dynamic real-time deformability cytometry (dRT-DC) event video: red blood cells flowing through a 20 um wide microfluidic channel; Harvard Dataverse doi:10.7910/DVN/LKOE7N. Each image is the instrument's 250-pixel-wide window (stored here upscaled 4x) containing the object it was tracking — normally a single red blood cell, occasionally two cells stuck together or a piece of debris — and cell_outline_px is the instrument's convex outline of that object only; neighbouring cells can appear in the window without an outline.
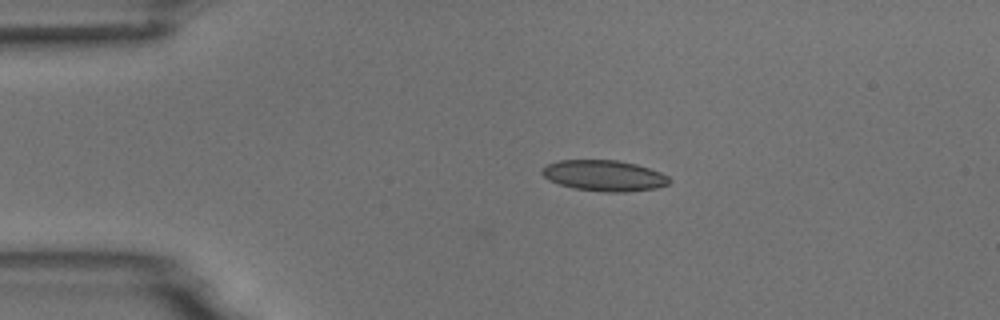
{"species": "common noctule bat (a hibernating species)", "species_latin": "Nyctalus noctula", "temperature_condition": "room temperature", "stored_images_in_passage": 2, "camera_frame_rate_fps": 3000, "um_per_image_px": 0.085, "animal": {"sex": "male", "body_mass_g": 18.8}, "frame": {"image": 1, "passage_image": 1, "time_ms": 0.0, "image_size_px": [1000, 320], "cell_outline_px": [[672, 180], [668, 184], [656, 188], [624, 192], [604, 192], [572, 188], [548, 180], [540, 172], [548, 164], [560, 160], [616, 160], [636, 164], [660, 172], [668, 176]], "centroid_in_image_um": [51.36, 14.93], "position_along_channel_um": 33.6, "area_um2": 22.83}}